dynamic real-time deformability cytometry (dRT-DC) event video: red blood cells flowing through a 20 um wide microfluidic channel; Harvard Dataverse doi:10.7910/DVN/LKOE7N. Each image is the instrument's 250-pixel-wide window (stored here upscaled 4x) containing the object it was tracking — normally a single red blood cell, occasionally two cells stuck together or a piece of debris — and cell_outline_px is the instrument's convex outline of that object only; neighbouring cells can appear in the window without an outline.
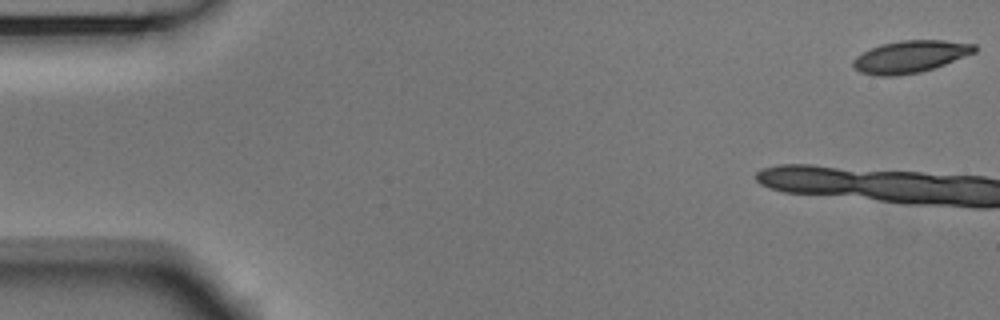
{"species": "Egyptian fruit bat (a non-hibernating species)", "species_latin": "Rousettus aegyptiacus", "temperature_condition": "room temperature", "stored_images_in_passage": 9, "camera_frame_rate_fps": 3000, "um_per_image_px": 0.085, "animal": {"sex": "male"}, "frame": {"image": 1, "passage_image": 1, "time_ms": 0.0, "image_size_px": [1000, 320], "cell_outline_px": [[976, 52], [944, 64], [920, 72], [896, 76], [876, 76], [860, 72], [852, 64], [852, 60], [856, 56], [880, 44], [900, 40], [944, 40], [976, 44]], "centroid_in_image_um": [77.36, 4.81], "position_along_channel_um": 7.6, "area_um2": 22.66}}